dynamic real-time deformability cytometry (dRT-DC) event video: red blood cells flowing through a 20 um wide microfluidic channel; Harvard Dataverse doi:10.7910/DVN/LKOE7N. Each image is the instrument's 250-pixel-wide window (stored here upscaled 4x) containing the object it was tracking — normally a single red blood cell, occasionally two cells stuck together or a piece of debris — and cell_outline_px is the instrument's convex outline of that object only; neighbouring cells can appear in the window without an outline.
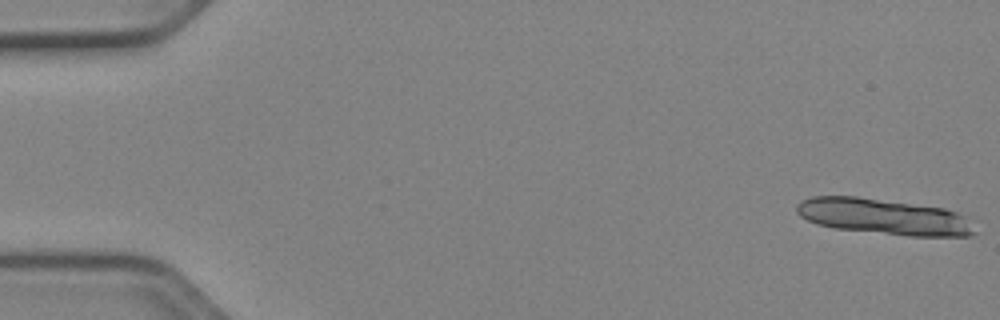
{"species": "Egyptian fruit bat (a non-hibernating species)", "species_latin": "Rousettus aegyptiacus", "temperature_condition": "cold", "stored_images_in_passage": 14, "camera_frame_rate_fps": 3000, "um_per_image_px": 0.085, "animal": {"sex": "female"}, "frame": {"image": 1, "passage_image": 1, "time_ms": 0.0, "image_size_px": [1000, 320], "cell_outline_px": [[976, 232], [972, 236], [908, 236], [836, 228], [816, 224], [800, 216], [796, 212], [796, 204], [812, 196], [856, 196], [944, 208], [956, 212], [964, 216]], "centroid_in_image_um": [75.1, 18.41], "position_along_channel_um": 9.9, "area_um2": 36.99}}